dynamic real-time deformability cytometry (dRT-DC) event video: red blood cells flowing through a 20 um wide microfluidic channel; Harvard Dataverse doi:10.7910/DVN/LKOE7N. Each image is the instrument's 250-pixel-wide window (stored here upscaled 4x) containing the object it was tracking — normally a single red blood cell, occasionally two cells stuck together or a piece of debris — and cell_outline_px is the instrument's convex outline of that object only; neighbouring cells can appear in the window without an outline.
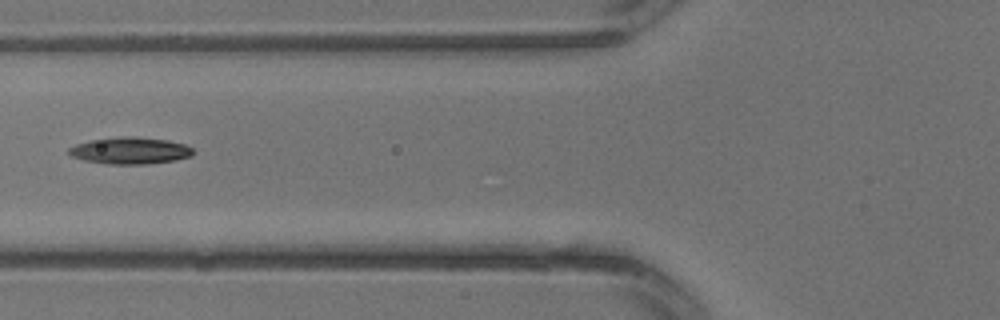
{"species": "common noctule bat (a hibernating species)", "species_latin": "Nyctalus noctula", "temperature_condition": "warm", "stored_images_in_passage": 5, "camera_frame_rate_fps": 3000, "um_per_image_px": 0.085, "animal": {"sex": "male", "body_mass_g": 13.3}, "frame": {"image": 1, "passage_image": 5, "time_ms": 1.333, "image_size_px": [1000, 320], "cell_outline_px": [[192, 156], [176, 160], [148, 164], [108, 164], [84, 160], [72, 156], [68, 152], [68, 148], [76, 144], [92, 140], [124, 136], [136, 136], [168, 140], [184, 144], [192, 148]], "centroid_in_image_um": [11.07, 12.8], "position_along_channel_um": 114.7, "area_um2": 19.36}}